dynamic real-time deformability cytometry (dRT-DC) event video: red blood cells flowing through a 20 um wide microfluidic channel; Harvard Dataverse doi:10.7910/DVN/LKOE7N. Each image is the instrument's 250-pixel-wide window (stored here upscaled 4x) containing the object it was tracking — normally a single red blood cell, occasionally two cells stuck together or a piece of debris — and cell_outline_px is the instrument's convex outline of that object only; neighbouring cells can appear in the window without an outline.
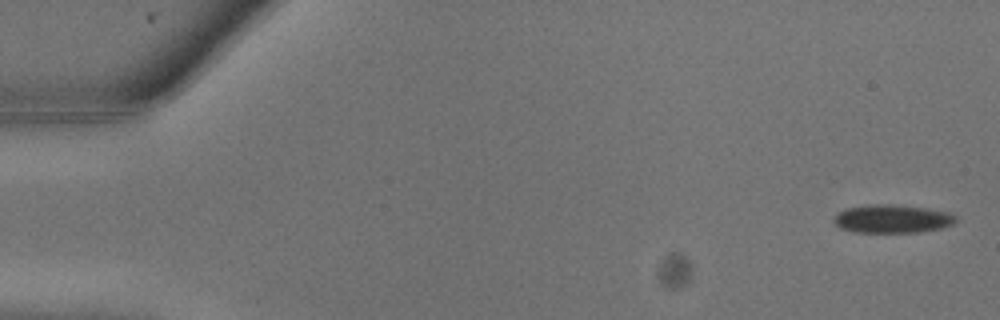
{"species": "common noctule bat (a hibernating species)", "species_latin": "Nyctalus noctula", "temperature_condition": "warm", "stored_images_in_passage": 18, "camera_frame_rate_fps": 3000, "um_per_image_px": 0.085, "animal": {"sex": "male", "body_mass_g": 13.3}, "frame": {"image": 1, "passage_image": 1, "time_ms": 0.0, "image_size_px": [1000, 320], "cell_outline_px": [[956, 220], [952, 224], [940, 228], [920, 232], [852, 232], [840, 228], [832, 220], [836, 212], [844, 208], [868, 204], [892, 204], [928, 208], [948, 212], [956, 216]], "centroid_in_image_um": [75.78, 18.59], "position_along_channel_um": 9.2, "area_um2": 20.35}}
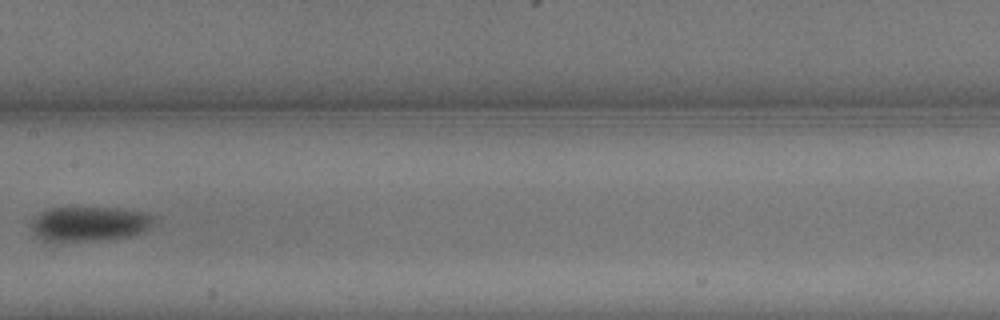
{"frame": {"image": 2, "passage_image": 13, "time_ms": 4.0, "image_size_px": [1000, 320], "cell_outline_px": [[156, 220], [144, 232], [136, 236], [96, 240], [48, 240], [36, 236], [32, 228], [32, 220], [40, 212], [48, 208], [120, 208], [148, 212], [156, 216]], "centroid_in_image_um": [7.7, 19.0], "position_along_channel_um": 199.7, "area_um2": 24.8}}
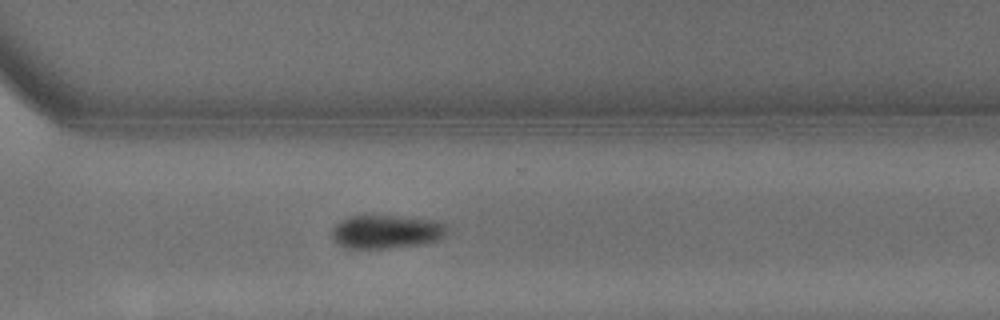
{"frame": {"image": 3, "passage_image": 18, "time_ms": 5.667, "image_size_px": [1000, 320], "cell_outline_px": [[448, 232], [440, 240], [424, 244], [388, 248], [344, 248], [336, 244], [332, 240], [332, 228], [336, 224], [348, 216], [396, 216], [444, 220], [448, 224]], "centroid_in_image_um": [32.91, 19.69], "position_along_channel_um": 337.7, "area_um2": 23.12}}